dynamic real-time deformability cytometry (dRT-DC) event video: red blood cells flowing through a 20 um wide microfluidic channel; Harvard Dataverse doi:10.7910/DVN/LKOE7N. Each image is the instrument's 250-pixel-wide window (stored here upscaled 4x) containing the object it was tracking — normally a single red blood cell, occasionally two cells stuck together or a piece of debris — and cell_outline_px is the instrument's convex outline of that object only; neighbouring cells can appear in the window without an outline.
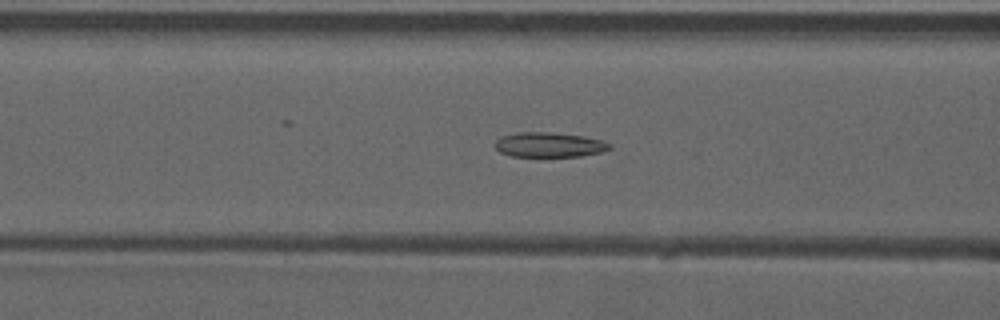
{"species": "common noctule bat (a hibernating species)", "species_latin": "Nyctalus noctula", "temperature_condition": "warm", "stored_images_in_passage": 48, "camera_frame_rate_fps": 3000, "um_per_image_px": 0.085, "animal": {"sex": "male", "forearm_length_mm": 52.5}, "frame": {"image": 1, "passage_image": 16, "time_ms": 5.0, "image_size_px": [1000, 320], "cell_outline_px": [[612, 148], [600, 152], [580, 156], [512, 156], [500, 152], [496, 148], [496, 140], [500, 136], [516, 132], [552, 132], [584, 136], [600, 140], [612, 144]], "centroid_in_image_um": [46.68, 12.29], "position_along_channel_um": 119.9, "area_um2": 16.53}}
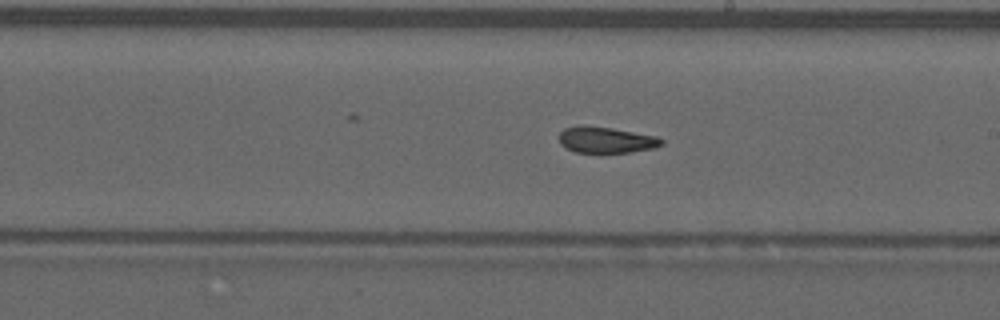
{"frame": {"image": 2, "passage_image": 25, "time_ms": 8.0, "image_size_px": [1000, 320], "cell_outline_px": [[664, 144], [656, 148], [628, 152], [576, 152], [560, 144], [560, 132], [564, 128], [612, 128], [656, 136], [664, 140]], "centroid_in_image_um": [51.61, 11.93], "position_along_channel_um": 237.4, "area_um2": 14.91}}
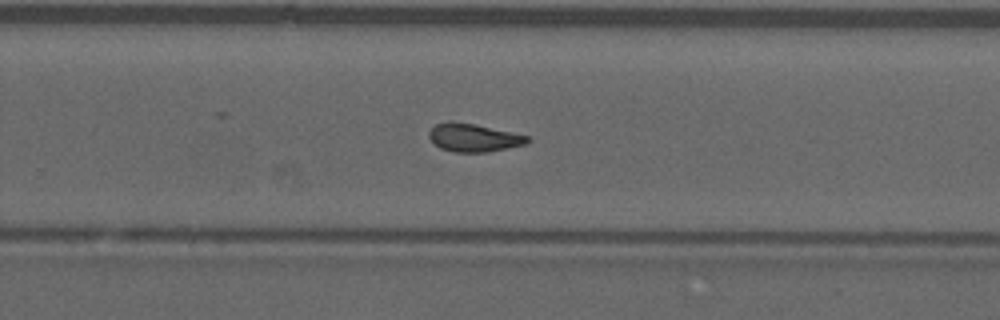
{"frame": {"image": 3, "passage_image": 29, "time_ms": 9.333, "image_size_px": [1000, 320], "cell_outline_px": [[532, 140], [524, 144], [508, 148], [488, 152], [452, 152], [440, 148], [428, 136], [428, 132], [436, 124], [448, 120], [452, 120], [476, 124], [528, 136]], "centroid_in_image_um": [40.24, 11.69], "position_along_channel_um": 289.6, "area_um2": 16.18}, "authors_computed_cell_mechanics": {"area_um2": 16.3285, "velocity_mm_per_s": 3.9216, "shape_relaxation_time_tau1_ms": null, "shape_relaxation_time_tau2_ms": 3.1672, "deformation_change_tau1": null, "deformation_change_tau2": 0.0954}}